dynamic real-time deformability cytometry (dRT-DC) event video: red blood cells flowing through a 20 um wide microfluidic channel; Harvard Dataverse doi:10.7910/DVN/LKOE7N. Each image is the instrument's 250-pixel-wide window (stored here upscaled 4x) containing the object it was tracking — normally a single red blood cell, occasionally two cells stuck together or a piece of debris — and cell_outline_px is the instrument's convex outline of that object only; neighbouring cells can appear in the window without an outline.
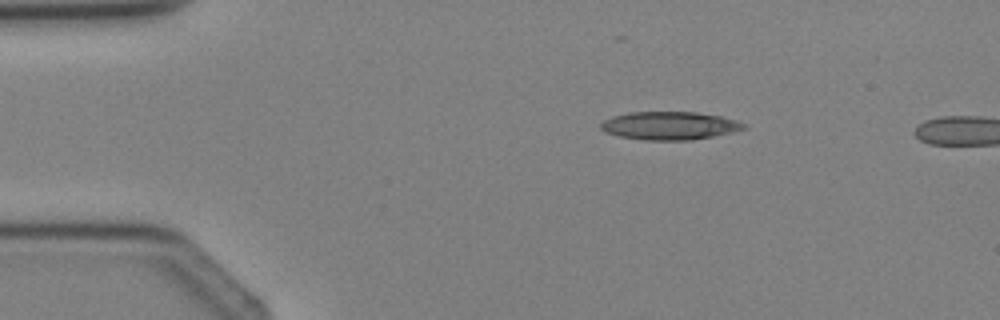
{"species": "Egyptian fruit bat (a non-hibernating species)", "species_latin": "Rousettus aegyptiacus", "temperature_condition": "cold", "stored_images_in_passage": 2, "camera_frame_rate_fps": 3000, "um_per_image_px": 0.085, "animal": {"sex": "female"}, "frame": {"image": 1, "passage_image": 1, "time_ms": 0.0, "image_size_px": [1000, 320], "cell_outline_px": [[748, 128], [732, 132], [692, 140], [644, 140], [616, 136], [604, 132], [600, 128], [600, 124], [604, 120], [612, 116], [628, 112], [696, 112], [720, 116], [736, 120], [744, 124]], "centroid_in_image_um": [56.87, 10.68], "position_along_channel_um": 28.1, "area_um2": 23.52}}